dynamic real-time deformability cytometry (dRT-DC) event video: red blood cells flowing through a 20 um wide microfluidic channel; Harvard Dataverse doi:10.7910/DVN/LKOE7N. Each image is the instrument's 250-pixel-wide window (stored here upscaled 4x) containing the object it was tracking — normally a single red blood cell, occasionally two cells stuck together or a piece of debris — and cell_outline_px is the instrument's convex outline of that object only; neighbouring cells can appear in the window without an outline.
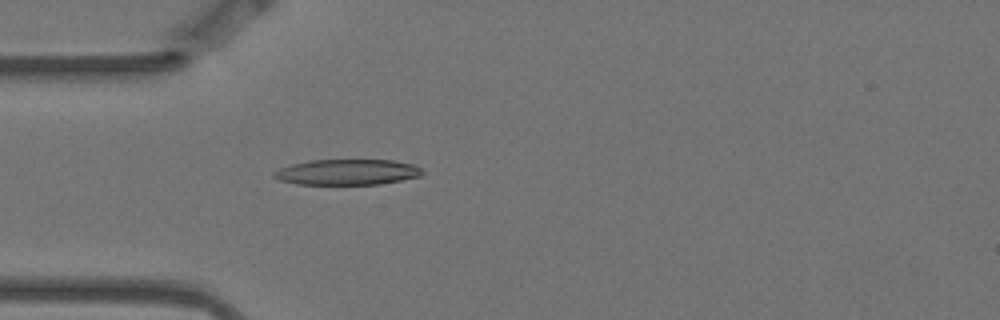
{"species": "Egyptian fruit bat (a non-hibernating species)", "species_latin": "Rousettus aegyptiacus", "temperature_condition": "warm", "stored_images_in_passage": 2, "camera_frame_rate_fps": 3000, "um_per_image_px": 0.085, "animal": {"sex": "female"}, "frame": {"image": 1, "passage_image": 2, "time_ms": 0.333, "image_size_px": [1000, 320], "cell_outline_px": [[424, 172], [420, 176], [380, 184], [296, 184], [280, 180], [272, 176], [272, 172], [280, 168], [292, 164], [308, 160], [392, 160], [416, 164]], "centroid_in_image_um": [29.51, 14.62], "position_along_channel_um": 55.5, "area_um2": 22.2}}